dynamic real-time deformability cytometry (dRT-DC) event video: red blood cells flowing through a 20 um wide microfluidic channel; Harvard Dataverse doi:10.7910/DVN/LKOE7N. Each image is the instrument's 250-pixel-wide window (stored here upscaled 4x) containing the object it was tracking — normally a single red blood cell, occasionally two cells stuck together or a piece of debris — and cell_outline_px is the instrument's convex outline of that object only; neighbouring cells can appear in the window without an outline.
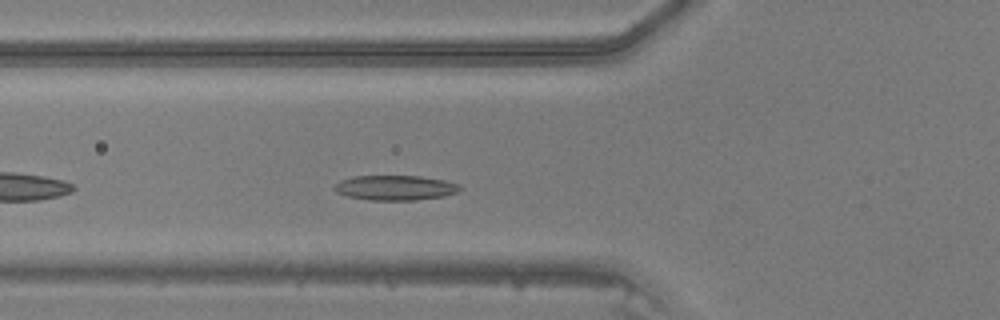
{"species": "common noctule bat (a hibernating species)", "species_latin": "Nyctalus noctula", "temperature_condition": "warm", "stored_images_in_passage": 28, "camera_frame_rate_fps": 3000, "um_per_image_px": 0.085, "animal": {"sex": "male", "body_mass_g": 20.5, "forearm_length_mm": 52.5}, "frame": {"image": 1, "passage_image": 5, "time_ms": 1.333, "image_size_px": [1000, 320], "cell_outline_px": [[464, 188], [460, 192], [444, 196], [416, 200], [368, 200], [348, 196], [336, 192], [332, 188], [332, 184], [340, 180], [356, 176], [420, 176], [444, 180], [460, 184]], "centroid_in_image_um": [33.61, 15.96], "position_along_channel_um": 92.2, "area_um2": 18.5}}
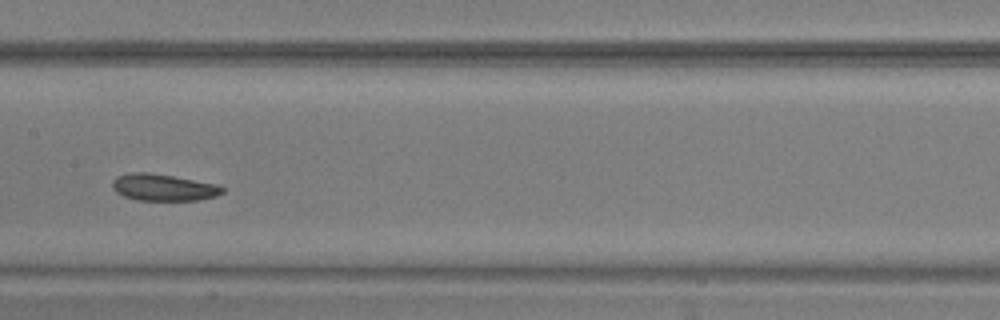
{"frame": {"image": 2, "passage_image": 12, "time_ms": 3.667, "image_size_px": [1000, 320], "cell_outline_px": [[224, 192], [216, 196], [200, 200], [136, 200], [124, 196], [116, 192], [112, 188], [112, 180], [116, 176], [132, 172], [148, 172], [220, 184], [224, 188]], "centroid_in_image_um": [13.9, 15.93], "position_along_channel_um": 193.5, "area_um2": 17.34}}
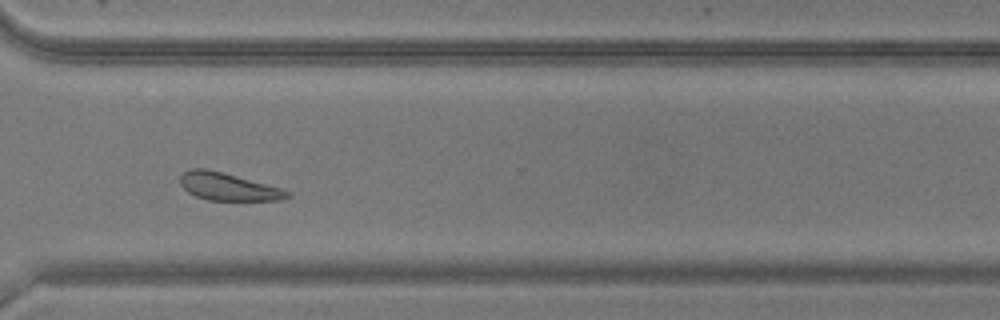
{"frame": {"image": 3, "passage_image": 23, "time_ms": 7.333, "image_size_px": [1000, 320], "cell_outline_px": [[292, 196], [280, 200], [208, 200], [196, 196], [188, 192], [180, 184], [180, 176], [184, 172], [192, 168], [204, 168], [236, 176], [280, 188], [292, 192]], "centroid_in_image_um": [19.39, 15.88], "position_along_channel_um": 351.2, "area_um2": 16.94}}